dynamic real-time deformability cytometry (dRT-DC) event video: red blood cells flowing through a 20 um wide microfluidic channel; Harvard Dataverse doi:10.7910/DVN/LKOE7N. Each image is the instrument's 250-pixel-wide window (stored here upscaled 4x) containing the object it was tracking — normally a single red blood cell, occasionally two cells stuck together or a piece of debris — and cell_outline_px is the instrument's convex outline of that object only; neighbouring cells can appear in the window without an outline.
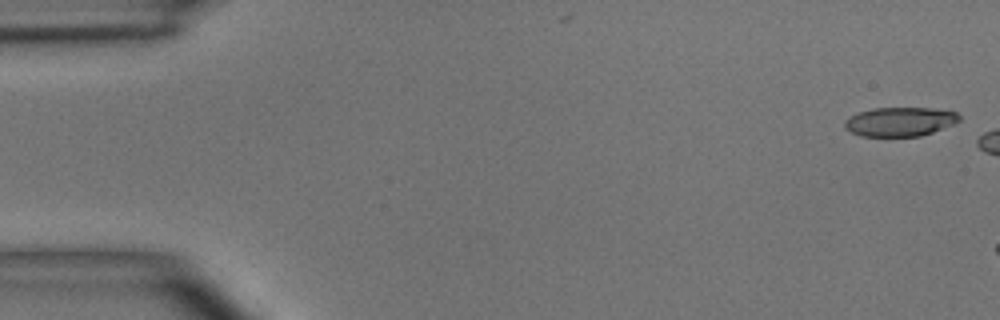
{"species": "common noctule bat (a hibernating species)", "species_latin": "Nyctalus noctula", "temperature_condition": "room temperature", "stored_images_in_passage": 2, "camera_frame_rate_fps": 3000, "um_per_image_px": 0.085, "animal": {"sex": "male", "body_mass_g": 15.6}, "frame": {"image": 1, "passage_image": 1, "time_ms": 0.0, "image_size_px": [1000, 320], "cell_outline_px": [[960, 120], [952, 124], [932, 132], [920, 136], [860, 136], [844, 128], [844, 120], [860, 112], [872, 108], [932, 108], [956, 112], [960, 116]], "centroid_in_image_um": [76.48, 10.34], "position_along_channel_um": 8.5, "area_um2": 19.25}}